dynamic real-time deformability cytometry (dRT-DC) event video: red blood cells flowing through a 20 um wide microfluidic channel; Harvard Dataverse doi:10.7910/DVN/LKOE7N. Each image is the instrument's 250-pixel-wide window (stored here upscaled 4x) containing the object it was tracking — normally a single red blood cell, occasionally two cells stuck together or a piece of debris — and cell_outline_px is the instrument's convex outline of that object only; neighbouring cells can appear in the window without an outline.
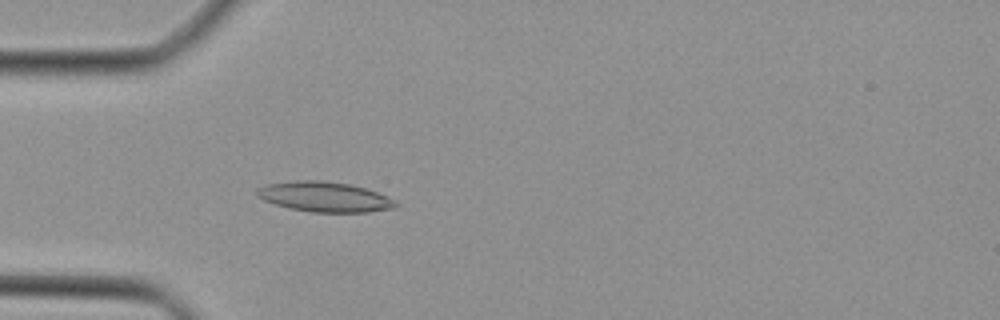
{"species": "Egyptian fruit bat (a non-hibernating species)", "species_latin": "Rousettus aegyptiacus", "temperature_condition": "cold", "stored_images_in_passage": 45, "camera_frame_rate_fps": 3000, "um_per_image_px": 0.085, "animal": {"sex": "female"}, "frame": {"image": 1, "passage_image": 14, "time_ms": 4.333, "image_size_px": [1000, 320], "cell_outline_px": [[400, 204], [396, 208], [368, 212], [312, 212], [288, 208], [264, 200], [256, 196], [256, 192], [260, 188], [268, 184], [296, 180], [320, 180], [348, 184], [364, 188], [376, 192], [396, 200]], "centroid_in_image_um": [27.62, 16.74], "position_along_channel_um": 57.4, "area_um2": 24.22}}
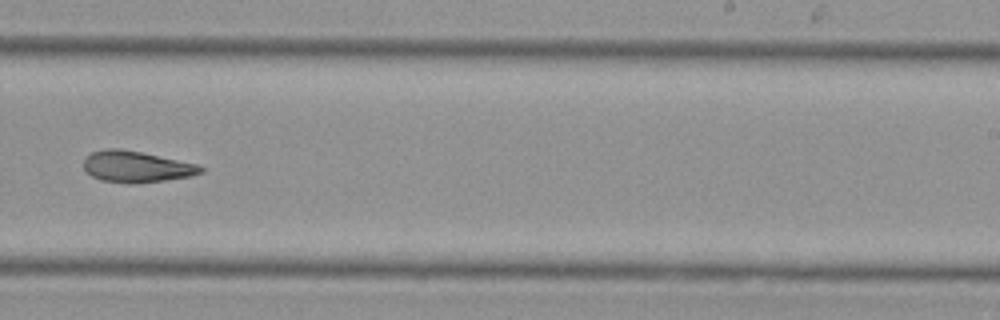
{"frame": {"image": 2, "passage_image": 29, "time_ms": 9.333, "image_size_px": [1000, 320], "cell_outline_px": [[204, 172], [192, 176], [164, 180], [128, 184], [100, 180], [92, 176], [84, 168], [84, 160], [92, 152], [108, 148], [120, 148], [200, 164], [204, 168]], "centroid_in_image_um": [11.63, 14.17], "position_along_channel_um": 277.4, "area_um2": 21.33}}
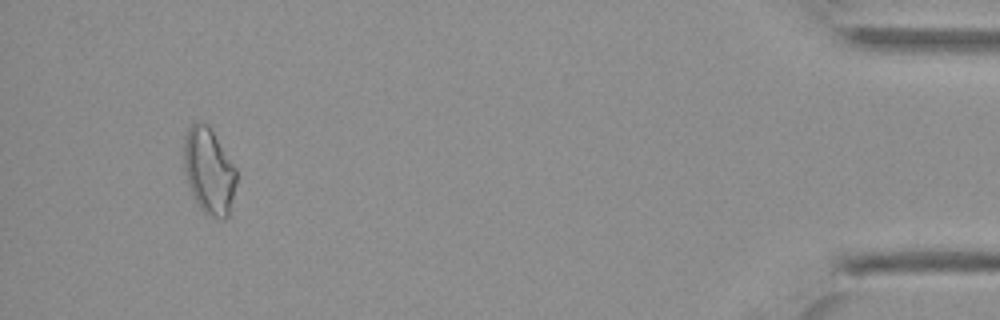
{"frame": {"image": 3, "passage_image": 43, "time_ms": 14.0, "image_size_px": [1000, 320], "cell_outline_px": [[236, 184], [228, 216], [224, 220], [220, 220], [208, 216], [200, 208], [192, 196], [188, 184], [184, 168], [184, 144], [188, 128], [196, 120], [200, 120], [208, 124], [236, 168]], "centroid_in_image_um": [17.76, 14.55], "position_along_channel_um": 417.4, "area_um2": 26.47}}